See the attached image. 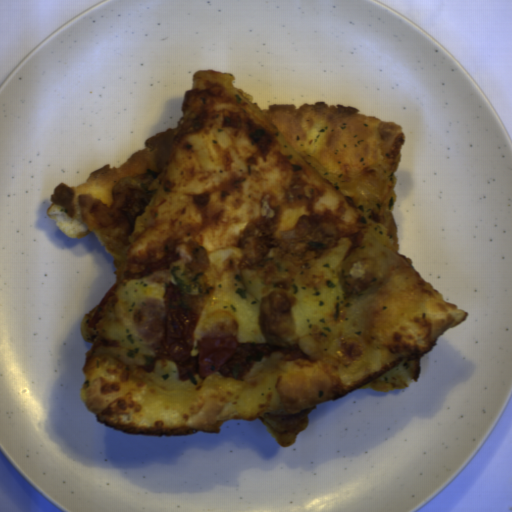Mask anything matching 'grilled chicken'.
I'll list each match as a JSON object with an SVG mask.
<instances>
[{"label": "grilled chicken", "instance_id": "277b20a1", "mask_svg": "<svg viewBox=\"0 0 512 512\" xmlns=\"http://www.w3.org/2000/svg\"><path fill=\"white\" fill-rule=\"evenodd\" d=\"M210 87L185 91L183 115L176 128L161 130L147 139L146 144L155 152V164L133 177H122L111 189L112 198L107 206L98 202L89 208L98 230L114 238L131 237L137 220L149 206L159 188L166 166L179 141L186 135L200 132L207 120L212 102Z\"/></svg>", "mask_w": 512, "mask_h": 512}, {"label": "grilled chicken", "instance_id": "a9712176", "mask_svg": "<svg viewBox=\"0 0 512 512\" xmlns=\"http://www.w3.org/2000/svg\"><path fill=\"white\" fill-rule=\"evenodd\" d=\"M339 232L321 216L303 215L284 237L275 233L272 218L258 216L239 236L241 267H256L269 255L293 263L307 262L329 252Z\"/></svg>", "mask_w": 512, "mask_h": 512}]
</instances>
